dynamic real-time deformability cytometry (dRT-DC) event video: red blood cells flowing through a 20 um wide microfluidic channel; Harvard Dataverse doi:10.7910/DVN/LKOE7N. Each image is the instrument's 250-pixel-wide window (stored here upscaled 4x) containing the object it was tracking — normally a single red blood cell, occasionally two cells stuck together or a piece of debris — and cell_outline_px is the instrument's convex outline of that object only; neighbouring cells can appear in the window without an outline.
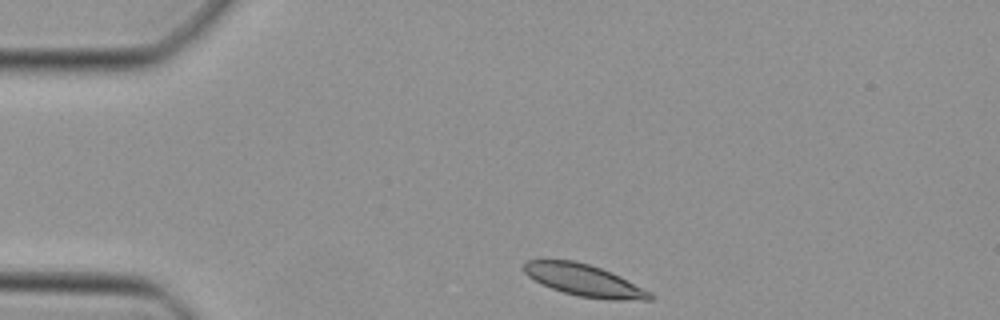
{"species": "Egyptian fruit bat (a non-hibernating species)", "species_latin": "Rousettus aegyptiacus", "temperature_condition": "cold", "stored_images_in_passage": 40, "camera_frame_rate_fps": 3000, "um_per_image_px": 0.085, "animal": {"sex": "female"}, "frame": {"image": 1, "passage_image": 1, "time_ms": 0.0, "image_size_px": [1000, 320], "cell_outline_px": [[652, 300], [612, 300], [580, 296], [564, 292], [552, 288], [528, 276], [524, 272], [524, 264], [528, 260], [572, 260], [588, 264], [600, 268], [620, 276], [652, 292]], "centroid_in_image_um": [49.69, 23.83], "position_along_channel_um": 35.3, "area_um2": 23.0}}
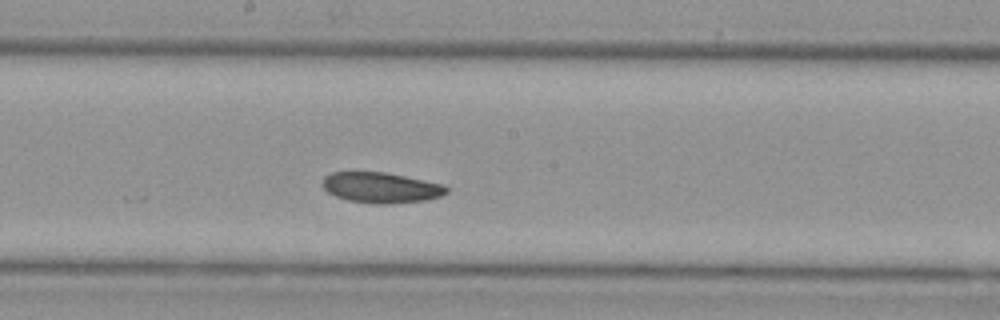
{"frame": {"image": 2, "passage_image": 17, "time_ms": 5.333, "image_size_px": [1000, 320], "cell_outline_px": [[448, 192], [440, 196], [424, 200], [388, 204], [376, 204], [348, 200], [336, 196], [328, 192], [320, 184], [324, 176], [332, 172], [384, 172], [444, 184], [448, 188]], "centroid_in_image_um": [32.36, 15.94], "position_along_channel_um": 215.8, "area_um2": 22.02}}
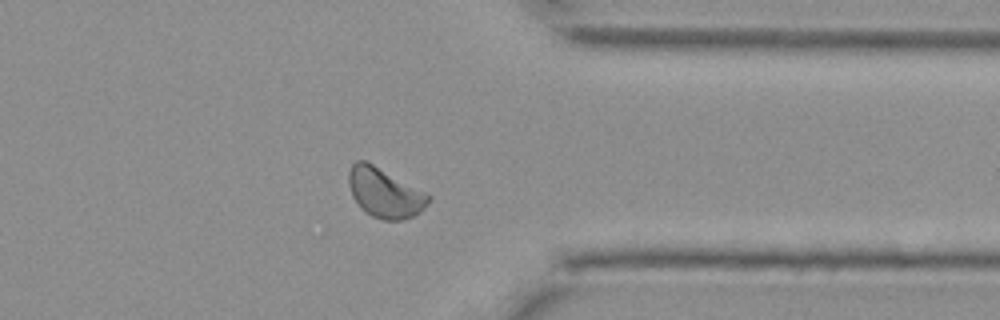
{"frame": {"image": 3, "passage_image": 29, "time_ms": 9.333, "image_size_px": [1000, 320], "cell_outline_px": [[432, 200], [420, 212], [404, 220], [384, 220], [372, 216], [360, 208], [352, 196], [348, 184], [348, 172], [352, 164], [356, 160], [364, 160], [372, 164], [432, 196]], "centroid_in_image_um": [32.68, 16.41], "position_along_channel_um": 378.7, "area_um2": 22.89}}